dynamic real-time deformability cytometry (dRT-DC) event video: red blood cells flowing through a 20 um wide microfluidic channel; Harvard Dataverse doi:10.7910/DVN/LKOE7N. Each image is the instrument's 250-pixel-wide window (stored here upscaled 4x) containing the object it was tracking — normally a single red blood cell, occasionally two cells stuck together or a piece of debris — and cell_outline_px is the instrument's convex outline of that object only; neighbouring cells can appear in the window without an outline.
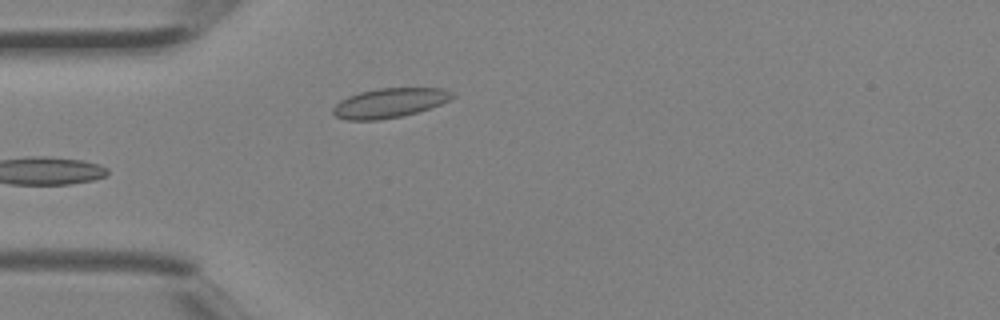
{"species": "Egyptian fruit bat (a non-hibernating species)", "species_latin": "Rousettus aegyptiacus", "temperature_condition": "room temperature", "stored_images_in_passage": 4, "camera_frame_rate_fps": 3000, "um_per_image_px": 0.085, "animal": {"sex": "female"}, "frame": {"image": 1, "passage_image": 4, "time_ms": 1.0, "image_size_px": [1000, 320], "cell_outline_px": [[456, 96], [440, 104], [416, 112], [400, 116], [376, 120], [348, 120], [336, 116], [332, 112], [332, 108], [340, 100], [348, 96], [360, 92], [380, 88], [444, 88], [452, 92]], "centroid_in_image_um": [33.1, 8.74], "position_along_channel_um": 51.9, "area_um2": 20.29}}